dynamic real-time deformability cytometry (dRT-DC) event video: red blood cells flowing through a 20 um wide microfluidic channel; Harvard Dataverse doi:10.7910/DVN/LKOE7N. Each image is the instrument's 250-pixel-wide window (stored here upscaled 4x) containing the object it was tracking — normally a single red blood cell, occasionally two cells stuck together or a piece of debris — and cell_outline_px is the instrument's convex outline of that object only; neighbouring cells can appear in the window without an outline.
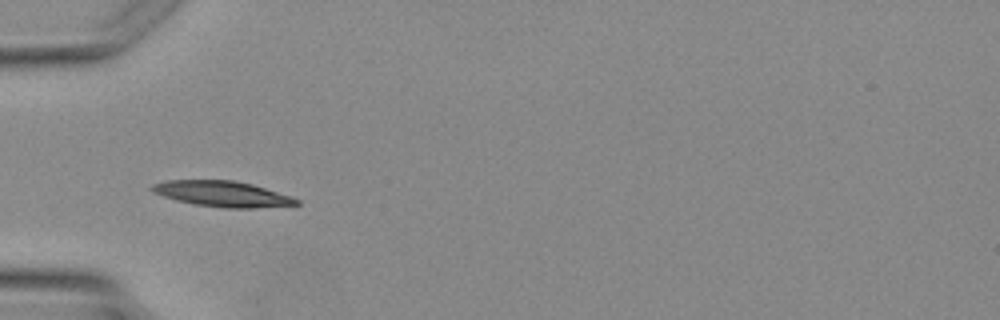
{"species": "Egyptian fruit bat (a non-hibernating species)", "species_latin": "Rousettus aegyptiacus", "temperature_condition": "warm", "stored_images_in_passage": 3, "camera_frame_rate_fps": 3000, "um_per_image_px": 0.085, "animal": {"sex": "female"}, "frame": {"image": 1, "passage_image": 2, "time_ms": 1.333, "image_size_px": [1000, 320], "cell_outline_px": [[300, 204], [252, 208], [224, 208], [192, 204], [176, 200], [152, 192], [148, 188], [152, 184], [164, 180], [232, 180], [252, 184], [300, 200]], "centroid_in_image_um": [18.81, 16.48], "position_along_channel_um": 66.2, "area_um2": 21.5}}
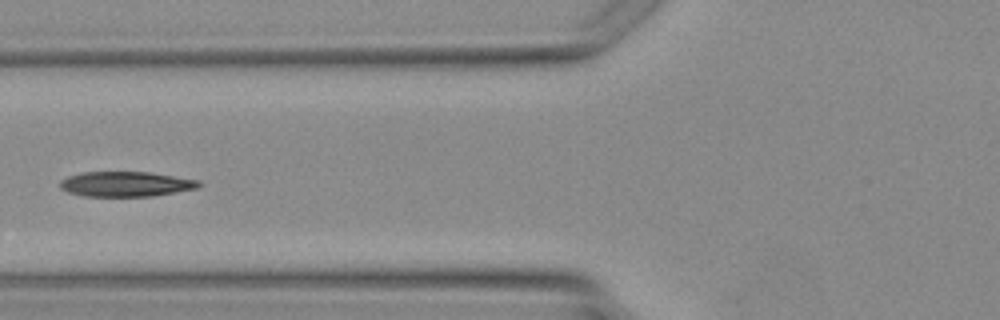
{"frame": {"image": 2, "passage_image": 3, "time_ms": 2.333, "image_size_px": [1000, 320], "cell_outline_px": [[200, 184], [196, 188], [152, 196], [84, 196], [68, 192], [60, 188], [60, 180], [68, 176], [84, 172], [152, 172], [200, 180]], "centroid_in_image_um": [10.68, 15.64], "position_along_channel_um": 115.1, "area_um2": 20.17}}